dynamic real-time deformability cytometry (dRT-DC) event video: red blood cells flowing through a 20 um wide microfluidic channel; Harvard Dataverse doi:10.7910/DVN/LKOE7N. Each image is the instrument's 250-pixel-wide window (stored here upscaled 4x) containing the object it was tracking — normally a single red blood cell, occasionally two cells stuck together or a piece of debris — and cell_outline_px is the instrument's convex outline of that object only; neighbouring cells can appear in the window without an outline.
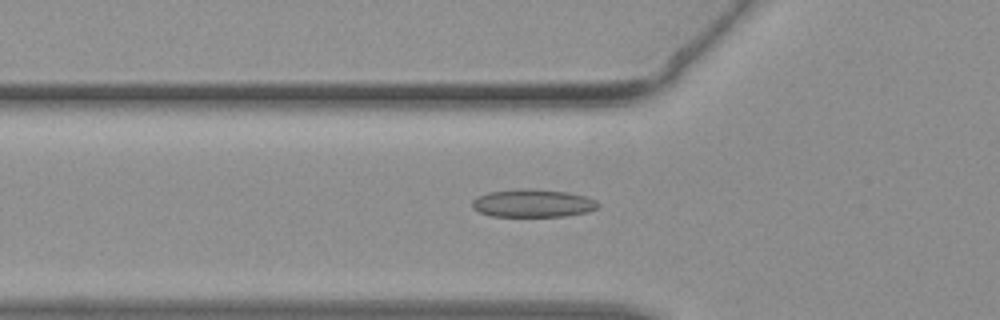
{"species": "common noctule bat (a hibernating species)", "species_latin": "Nyctalus noctula", "temperature_condition": "warm", "stored_images_in_passage": 45, "camera_frame_rate_fps": 3000, "um_per_image_px": 0.085, "animal": {"sex": "female", "body_mass_g": 19.3, "forearm_length_mm": 54.1}, "frame": {"image": 1, "passage_image": 16, "time_ms": 5.0, "image_size_px": [1000, 320], "cell_outline_px": [[600, 204], [596, 208], [588, 212], [564, 216], [492, 216], [480, 212], [472, 208], [472, 200], [488, 192], [520, 188], [532, 188], [568, 192], [584, 196], [596, 200]], "centroid_in_image_um": [45.3, 17.26], "position_along_channel_um": 80.5, "area_um2": 20.52}}
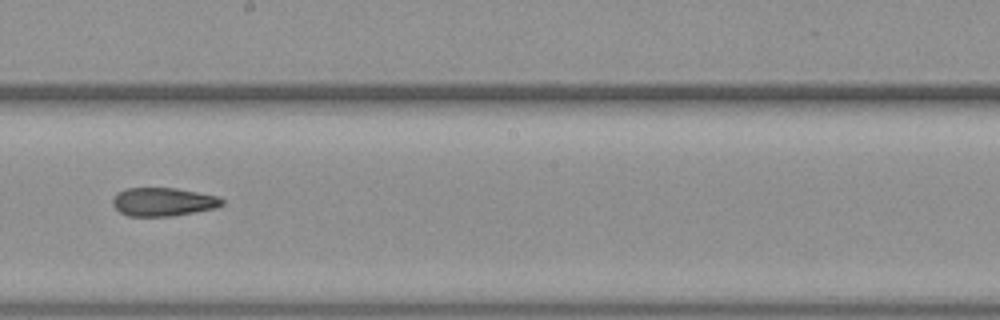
{"frame": {"image": 2, "passage_image": 26, "time_ms": 8.333, "image_size_px": [1000, 320], "cell_outline_px": [[224, 204], [216, 208], [172, 216], [128, 216], [120, 212], [112, 204], [112, 200], [116, 192], [124, 188], [176, 188], [216, 196], [224, 200]], "centroid_in_image_um": [13.83, 17.15], "position_along_channel_um": 234.4, "area_um2": 18.15}}
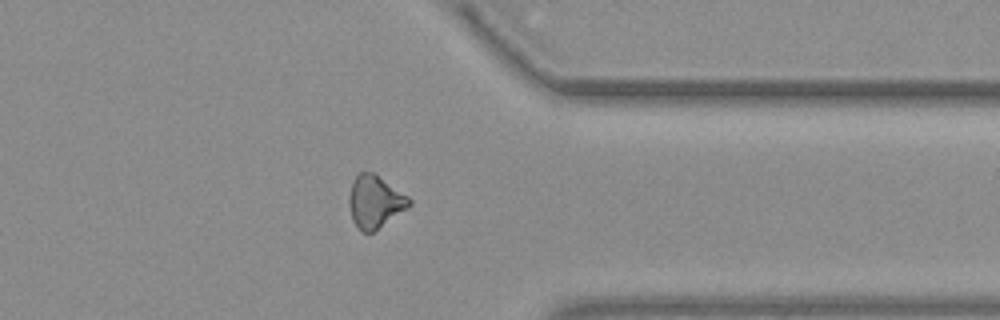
{"frame": {"image": 3, "passage_image": 36, "time_ms": 11.667, "image_size_px": [1000, 320], "cell_outline_px": [[412, 204], [408, 208], [372, 232], [364, 232], [352, 220], [348, 204], [348, 196], [352, 180], [360, 172], [372, 172], [408, 196], [412, 200]], "centroid_in_image_um": [31.86, 17.13], "position_along_channel_um": 379.5, "area_um2": 18.21}}